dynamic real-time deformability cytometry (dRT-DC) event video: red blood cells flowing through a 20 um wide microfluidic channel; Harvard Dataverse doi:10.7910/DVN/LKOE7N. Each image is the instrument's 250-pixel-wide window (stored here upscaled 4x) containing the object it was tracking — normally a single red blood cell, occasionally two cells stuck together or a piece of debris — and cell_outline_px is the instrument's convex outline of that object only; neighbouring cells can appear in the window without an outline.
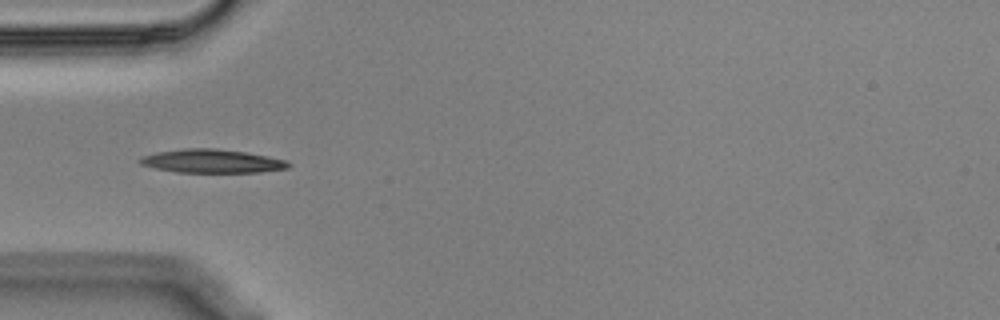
{"species": "Egyptian fruit bat (a non-hibernating species)", "species_latin": "Rousettus aegyptiacus", "temperature_condition": "cold", "stored_images_in_passage": 10, "camera_frame_rate_fps": 3000, "um_per_image_px": 0.085, "animal": {"sex": "male"}, "frame": {"image": 1, "passage_image": 4, "time_ms": 1.0, "image_size_px": [1000, 320], "cell_outline_px": [[292, 164], [288, 168], [260, 172], [176, 172], [156, 168], [140, 164], [140, 156], [156, 152], [184, 148], [216, 148], [244, 152], [268, 156], [288, 160]], "centroid_in_image_um": [18.04, 13.69], "position_along_channel_um": 67.0, "area_um2": 20.4}}
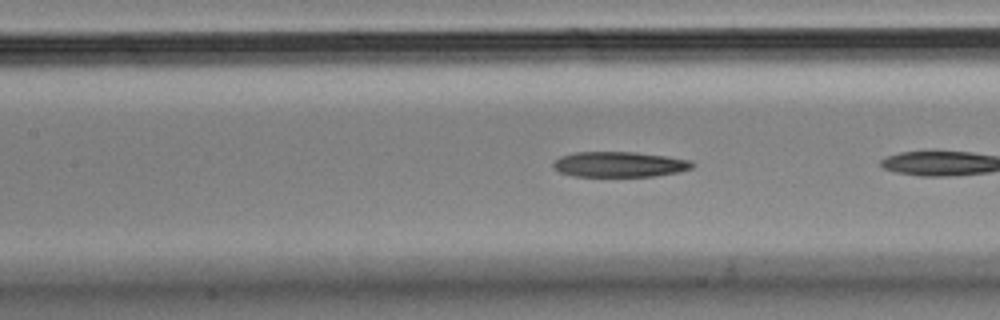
{"frame": {"image": 2, "passage_image": 9, "time_ms": 2.667, "image_size_px": [1000, 320], "cell_outline_px": [[696, 164], [692, 168], [680, 172], [656, 176], [572, 176], [560, 172], [552, 168], [552, 164], [560, 156], [576, 152], [636, 152], [692, 160]], "centroid_in_image_um": [52.67, 13.97], "position_along_channel_um": 154.7, "area_um2": 20.69}}